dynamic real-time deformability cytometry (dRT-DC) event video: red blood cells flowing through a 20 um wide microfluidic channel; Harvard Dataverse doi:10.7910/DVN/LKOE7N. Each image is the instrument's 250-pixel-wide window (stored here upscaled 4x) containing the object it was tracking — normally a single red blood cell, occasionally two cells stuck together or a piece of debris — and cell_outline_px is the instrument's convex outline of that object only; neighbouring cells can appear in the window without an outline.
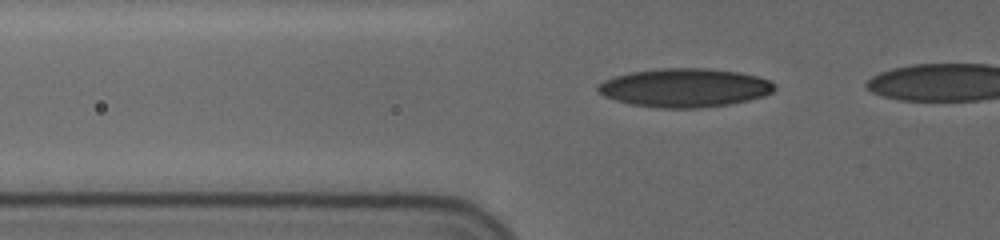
{"species": "human", "species_latin": "Homo sapiens", "temperature_condition": "cold", "stored_images_in_passage": 15, "camera_frame_rate_fps": 3000, "um_per_image_px": 0.085, "donor": {"sex": "female"}, "frame": {"image": 1, "passage_image": 11, "time_ms": 3.333, "image_size_px": [1000, 240], "cell_outline_px": [[776, 88], [772, 92], [764, 96], [732, 104], [700, 108], [656, 108], [632, 104], [616, 100], [604, 96], [596, 88], [596, 84], [604, 80], [616, 76], [632, 72], [664, 68], [704, 68], [740, 72], [756, 76], [768, 80], [776, 84]], "centroid_in_image_um": [58.22, 7.46], "position_along_channel_um": 67.6, "area_um2": 39.82}}